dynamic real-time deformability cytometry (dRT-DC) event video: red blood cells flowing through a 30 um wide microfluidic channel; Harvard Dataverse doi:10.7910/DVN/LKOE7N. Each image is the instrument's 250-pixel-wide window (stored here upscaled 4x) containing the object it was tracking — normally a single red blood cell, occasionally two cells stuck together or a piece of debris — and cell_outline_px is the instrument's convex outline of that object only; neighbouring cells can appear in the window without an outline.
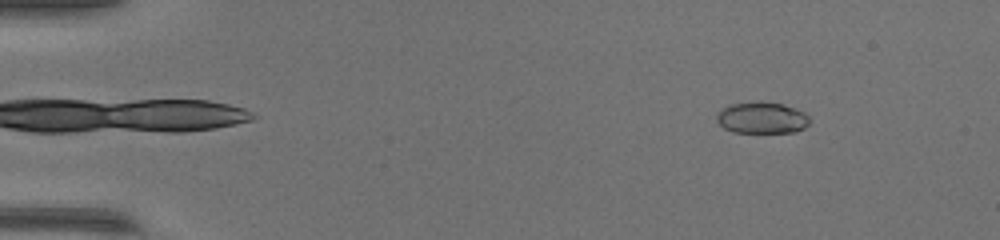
{"species": "common noctule bat (a hibernating species)", "species_latin": "Nyctalus noctula", "temperature_condition": "warm", "stored_images_in_passage": 49, "camera_frame_rate_fps": 3000, "um_per_image_px": 0.085, "animal": {"sex": "female", "body_mass_g": 17.0, "forearm_length_mm": 48.0}, "frame": {"image": 1, "passage_image": 6, "time_ms": 1.667, "image_size_px": [1000, 240], "cell_outline_px": [[808, 124], [804, 128], [796, 132], [732, 132], [724, 128], [716, 120], [716, 116], [724, 108], [732, 104], [760, 100], [780, 104], [804, 112], [808, 116]], "centroid_in_image_um": [64.75, 10.01], "position_along_channel_um": 20.3, "area_um2": 16.88}}
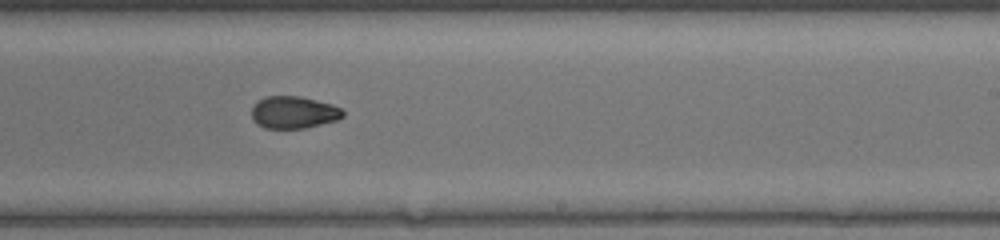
{"frame": {"image": 2, "passage_image": 31, "time_ms": 10.0, "image_size_px": [1000, 240], "cell_outline_px": [[344, 116], [336, 120], [304, 128], [264, 128], [256, 124], [252, 120], [252, 108], [256, 100], [264, 96], [300, 96], [332, 104], [340, 108], [344, 112]], "centroid_in_image_um": [24.91, 9.54], "position_along_channel_um": 264.1, "area_um2": 17.22}}
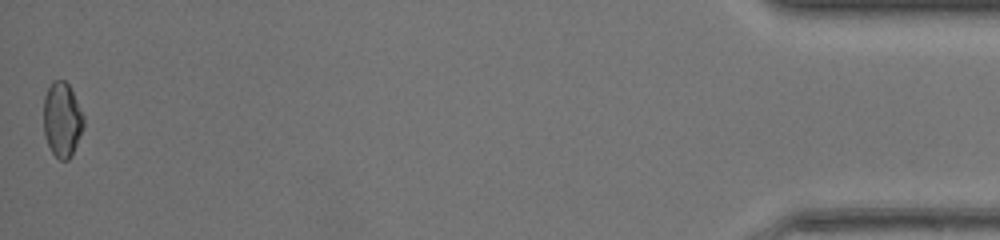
{"frame": {"image": 3, "passage_image": 49, "time_ms": 16.0, "image_size_px": [1000, 240], "cell_outline_px": [[84, 128], [68, 160], [60, 160], [52, 152], [48, 144], [44, 132], [44, 96], [52, 80], [64, 80], [68, 84], [84, 116]], "centroid_in_image_um": [5.28, 10.15], "position_along_channel_um": 429.9, "area_um2": 17.22}, "authors_computed_cell_mechanics": {"area_um2": 17.4556, "velocity_mm_per_s": 4.2977, "shape_relaxation_time_tau1_ms": null, "shape_relaxation_time_tau2_ms": 1.7551, "deformation_change_tau1": null, "deformation_change_tau2": 0.0593}}